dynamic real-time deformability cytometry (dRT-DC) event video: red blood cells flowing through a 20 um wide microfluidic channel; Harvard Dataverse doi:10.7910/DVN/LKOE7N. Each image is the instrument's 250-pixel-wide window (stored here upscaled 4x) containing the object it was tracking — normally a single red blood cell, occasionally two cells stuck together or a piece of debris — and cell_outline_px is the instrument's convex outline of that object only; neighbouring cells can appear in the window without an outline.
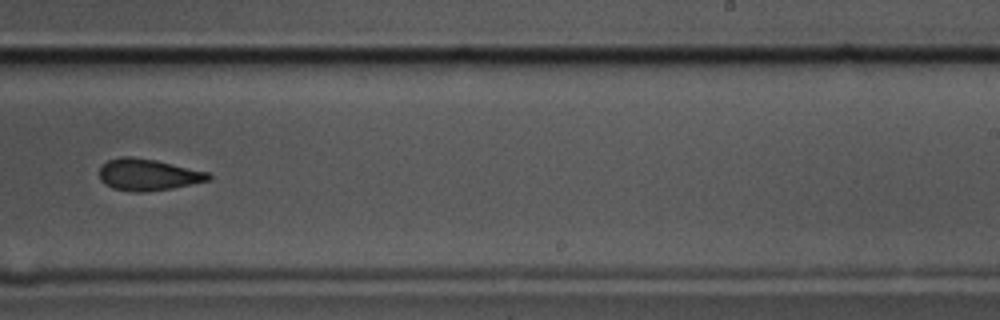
{"species": "common noctule bat (a hibernating species)", "species_latin": "Nyctalus noctula", "temperature_condition": "cold", "stored_images_in_passage": 13, "camera_frame_rate_fps": 3000, "um_per_image_px": 0.085, "animal": {"sex": "male", "body_mass_g": 17.5, "forearm_length_mm": 52.3}, "frame": {"image": 1, "passage_image": 10, "time_ms": 3.0, "image_size_px": [1000, 320], "cell_outline_px": [[212, 180], [172, 188], [144, 192], [132, 192], [112, 188], [104, 184], [100, 180], [100, 168], [108, 160], [120, 156], [132, 156], [156, 160], [208, 172], [212, 176]], "centroid_in_image_um": [12.58, 14.85], "position_along_channel_um": 276.4, "area_um2": 20.23}}
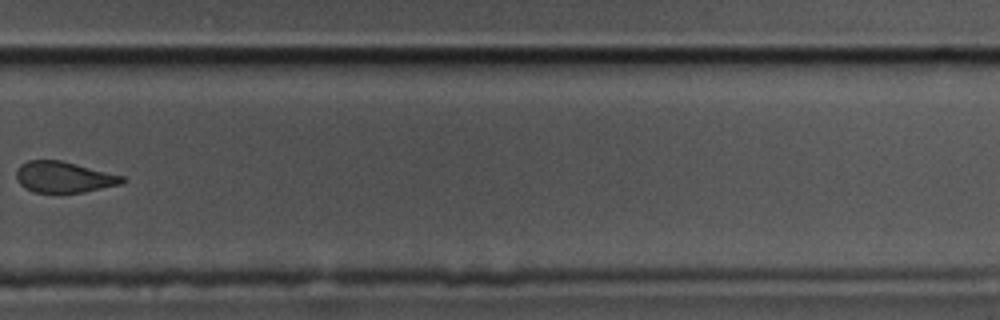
{"frame": {"image": 2, "passage_image": 11, "time_ms": 3.333, "image_size_px": [1000, 320], "cell_outline_px": [[124, 180], [120, 184], [84, 192], [32, 192], [24, 188], [16, 180], [16, 168], [20, 164], [28, 160], [60, 160], [124, 176]], "centroid_in_image_um": [5.36, 15.05], "position_along_channel_um": 324.4, "area_um2": 19.07}}
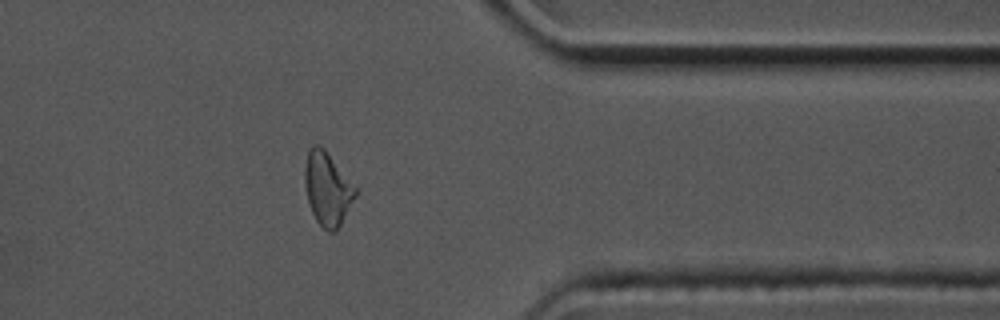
{"frame": {"image": 3, "passage_image": 13, "time_ms": 4.0, "image_size_px": [1000, 320], "cell_outline_px": [[356, 196], [340, 224], [332, 232], [328, 232], [316, 220], [308, 204], [304, 184], [304, 168], [308, 152], [316, 144], [324, 148], [356, 188]], "centroid_in_image_um": [27.8, 16.05], "position_along_channel_um": 383.6, "area_um2": 21.15}}